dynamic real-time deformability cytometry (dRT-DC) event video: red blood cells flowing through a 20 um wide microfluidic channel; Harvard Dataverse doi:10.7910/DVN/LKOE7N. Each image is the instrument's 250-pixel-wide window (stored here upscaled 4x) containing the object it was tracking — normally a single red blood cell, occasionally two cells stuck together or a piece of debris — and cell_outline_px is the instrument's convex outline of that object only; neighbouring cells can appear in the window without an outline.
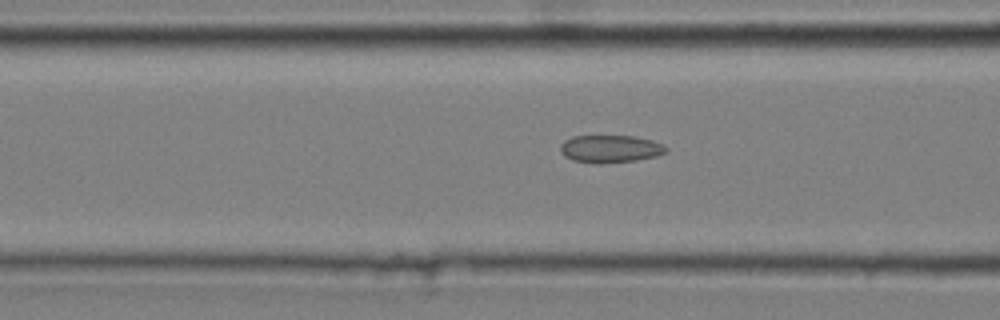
{"species": "common noctule bat (a hibernating species)", "species_latin": "Nyctalus noctula", "temperature_condition": "cold", "stored_images_in_passage": 50, "camera_frame_rate_fps": 3000, "um_per_image_px": 0.085, "animal": {"sex": "male", "body_mass_g": 20.4}, "frame": {"image": 1, "passage_image": 21, "time_ms": 6.667, "image_size_px": [1000, 320], "cell_outline_px": [[668, 152], [656, 156], [636, 160], [600, 164], [596, 164], [572, 160], [564, 156], [560, 152], [560, 144], [564, 140], [572, 136], [636, 136], [652, 140], [664, 144], [668, 148]], "centroid_in_image_um": [51.87, 12.65], "position_along_channel_um": 114.7, "area_um2": 17.28}}
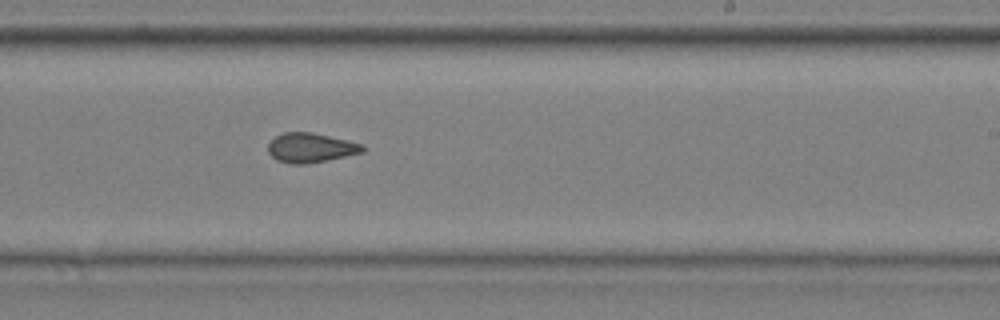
{"frame": {"image": 2, "passage_image": 33, "time_ms": 10.667, "image_size_px": [1000, 320], "cell_outline_px": [[364, 152], [328, 160], [304, 164], [288, 164], [276, 160], [268, 152], [268, 144], [276, 136], [284, 132], [312, 132], [364, 144]], "centroid_in_image_um": [26.4, 12.56], "position_along_channel_um": 262.6, "area_um2": 16.3}}
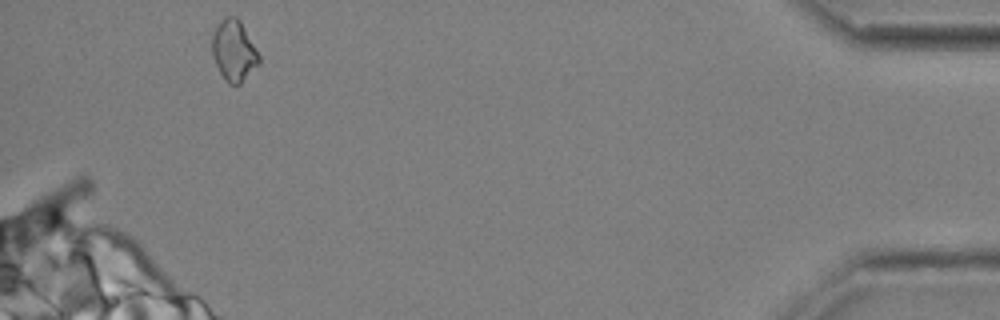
{"frame": {"image": 3, "passage_image": 50, "time_ms": 16.333, "image_size_px": [1000, 320], "cell_outline_px": [[260, 64], [240, 84], [228, 84], [220, 72], [212, 56], [212, 36], [216, 28], [224, 16], [236, 16], [240, 20], [260, 56]], "centroid_in_image_um": [19.89, 4.31], "position_along_channel_um": 415.3, "area_um2": 16.59}, "authors_computed_cell_mechanics": {"area_um2": 16.7909, "velocity_mm_per_s": 3.7036, "shape_relaxation_time_tau1_ms": null, "shape_relaxation_time_tau2_ms": 3.7405, "deformation_change_tau1": null, "deformation_change_tau2": 0.1017}}